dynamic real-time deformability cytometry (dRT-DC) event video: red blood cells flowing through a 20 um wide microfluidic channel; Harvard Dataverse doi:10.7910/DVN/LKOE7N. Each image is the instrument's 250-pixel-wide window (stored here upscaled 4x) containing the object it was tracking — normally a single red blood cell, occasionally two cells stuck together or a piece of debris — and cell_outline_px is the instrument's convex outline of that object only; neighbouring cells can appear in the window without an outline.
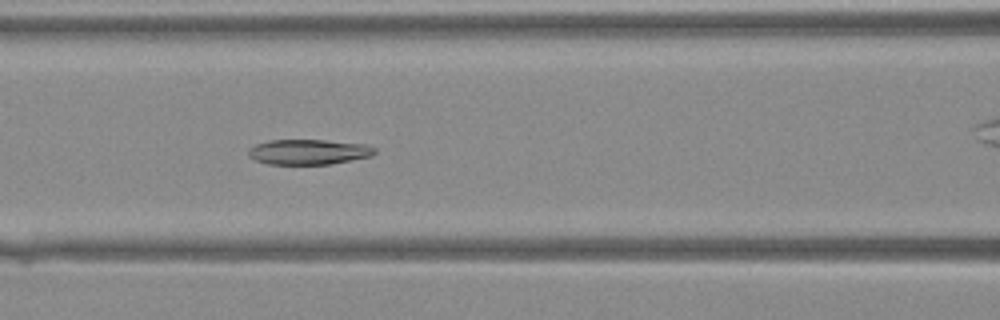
{"species": "Egyptian fruit bat (a non-hibernating species)", "species_latin": "Rousettus aegyptiacus", "temperature_condition": "warm", "stored_images_in_passage": 43, "camera_frame_rate_fps": 3000, "um_per_image_px": 0.085, "animal": {"sex": "female"}, "frame": {"image": 1, "passage_image": 19, "time_ms": 6.0, "image_size_px": [1000, 320], "cell_outline_px": [[376, 152], [372, 156], [332, 164], [268, 164], [256, 160], [248, 156], [248, 148], [256, 144], [268, 140], [324, 140], [364, 144], [376, 148]], "centroid_in_image_um": [26.22, 12.91], "position_along_channel_um": 140.4, "area_um2": 18.61}}
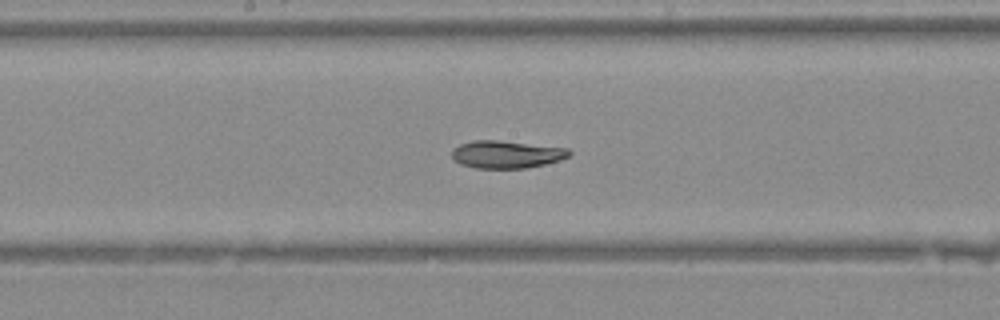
{"frame": {"image": 2, "passage_image": 23, "time_ms": 7.333, "image_size_px": [1000, 320], "cell_outline_px": [[572, 152], [568, 156], [560, 160], [544, 164], [524, 168], [476, 168], [460, 164], [452, 160], [452, 148], [460, 144], [472, 140], [496, 140], [568, 148]], "centroid_in_image_um": [43.0, 13.12], "position_along_channel_um": 205.2, "area_um2": 18.84}}
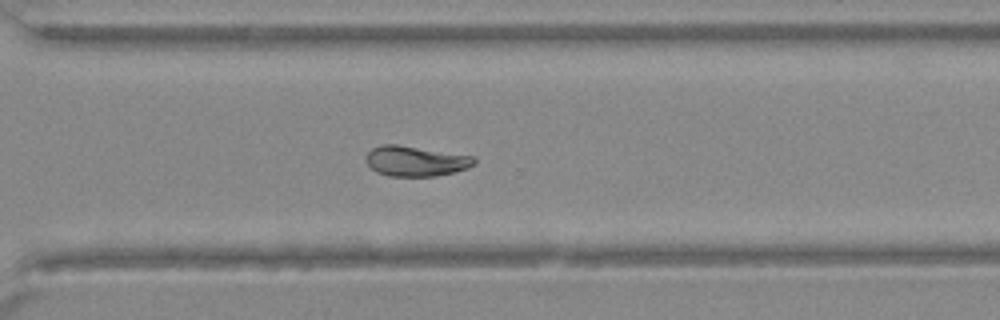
{"frame": {"image": 3, "passage_image": 31, "time_ms": 10.0, "image_size_px": [1000, 320], "cell_outline_px": [[476, 164], [468, 168], [436, 176], [388, 176], [376, 172], [364, 160], [364, 156], [372, 148], [380, 144], [396, 144], [472, 156], [476, 160]], "centroid_in_image_um": [35.28, 13.69], "position_along_channel_um": 335.3, "area_um2": 19.07}}